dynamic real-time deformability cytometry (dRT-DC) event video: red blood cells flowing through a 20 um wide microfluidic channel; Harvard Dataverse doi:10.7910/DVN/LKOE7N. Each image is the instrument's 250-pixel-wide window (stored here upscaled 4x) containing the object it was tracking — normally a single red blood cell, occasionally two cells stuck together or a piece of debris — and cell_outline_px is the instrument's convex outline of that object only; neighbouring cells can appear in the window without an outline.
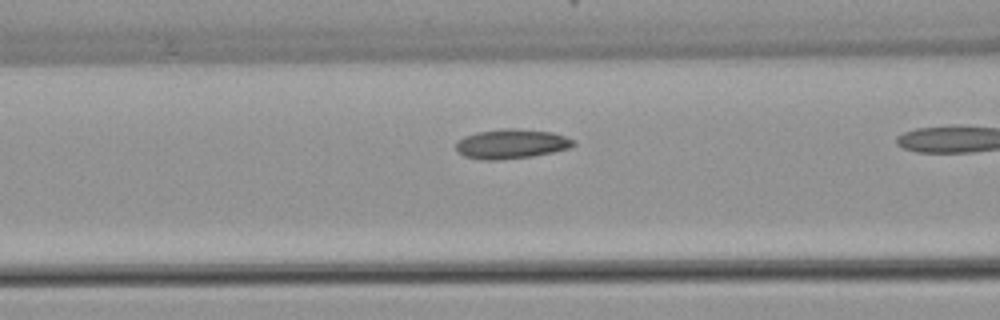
{"species": "common noctule bat (a hibernating species)", "species_latin": "Nyctalus noctula", "temperature_condition": "warm", "stored_images_in_passage": 24, "camera_frame_rate_fps": 3000, "um_per_image_px": 0.085, "animal": {"sex": "female", "body_mass_g": 22.7, "forearm_length_mm": 54.2}, "frame": {"image": 1, "passage_image": 11, "time_ms": 3.333, "image_size_px": [1000, 320], "cell_outline_px": [[576, 144], [572, 148], [532, 156], [500, 160], [480, 160], [464, 156], [456, 152], [456, 140], [464, 136], [476, 132], [504, 128], [516, 128], [552, 132], [576, 140]], "centroid_in_image_um": [43.45, 12.23], "position_along_channel_um": 123.1, "area_um2": 20.58}}
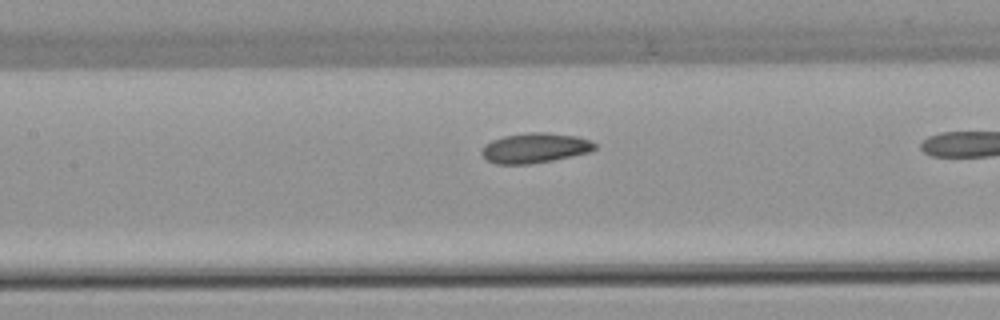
{"frame": {"image": 2, "passage_image": 14, "time_ms": 4.333, "image_size_px": [1000, 320], "cell_outline_px": [[596, 148], [588, 152], [572, 156], [532, 164], [496, 164], [488, 160], [480, 152], [484, 144], [492, 140], [504, 136], [532, 132], [548, 132], [576, 136], [592, 140], [596, 144]], "centroid_in_image_um": [45.47, 12.57], "position_along_channel_um": 161.9, "area_um2": 19.77}}